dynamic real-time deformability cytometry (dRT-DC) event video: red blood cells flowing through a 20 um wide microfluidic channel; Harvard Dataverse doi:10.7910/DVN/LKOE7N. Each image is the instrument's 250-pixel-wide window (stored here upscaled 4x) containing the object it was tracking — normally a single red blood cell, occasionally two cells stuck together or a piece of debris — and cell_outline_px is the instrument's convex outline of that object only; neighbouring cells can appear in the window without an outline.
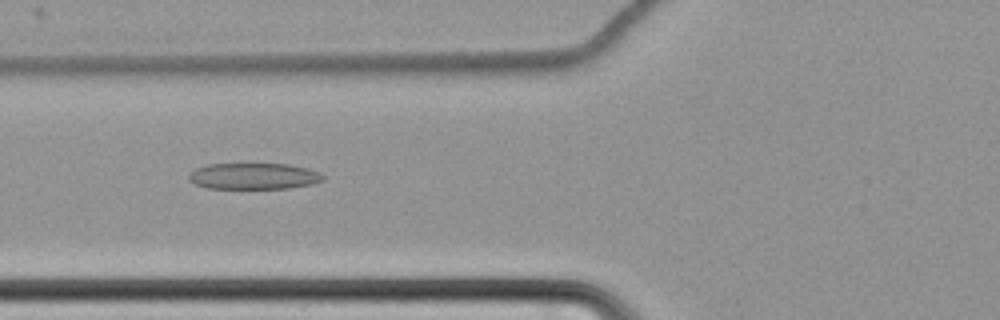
{"species": "common noctule bat (a hibernating species)", "species_latin": "Nyctalus noctula", "temperature_condition": "cold", "stored_images_in_passage": 63, "camera_frame_rate_fps": 3000, "um_per_image_px": 0.085, "animal": {"sex": "female", "body_mass_g": 22.7, "forearm_length_mm": 54.2}, "frame": {"image": 1, "passage_image": 27, "time_ms": 8.667, "image_size_px": [1000, 320], "cell_outline_px": [[324, 180], [312, 184], [288, 188], [208, 188], [196, 184], [188, 180], [188, 176], [196, 168], [208, 164], [288, 164], [308, 168], [320, 172], [324, 176]], "centroid_in_image_um": [21.59, 14.97], "position_along_channel_um": 104.2, "area_um2": 20.46}}
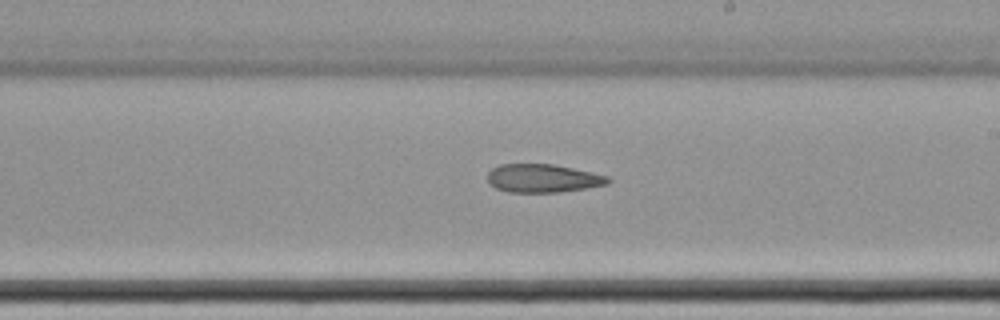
{"frame": {"image": 2, "passage_image": 39, "time_ms": 12.667, "image_size_px": [1000, 320], "cell_outline_px": [[612, 180], [608, 184], [560, 192], [508, 192], [496, 188], [488, 184], [488, 172], [492, 168], [500, 164], [552, 164], [592, 172], [608, 176]], "centroid_in_image_um": [46.13, 15.15], "position_along_channel_um": 242.9, "area_um2": 19.88}}
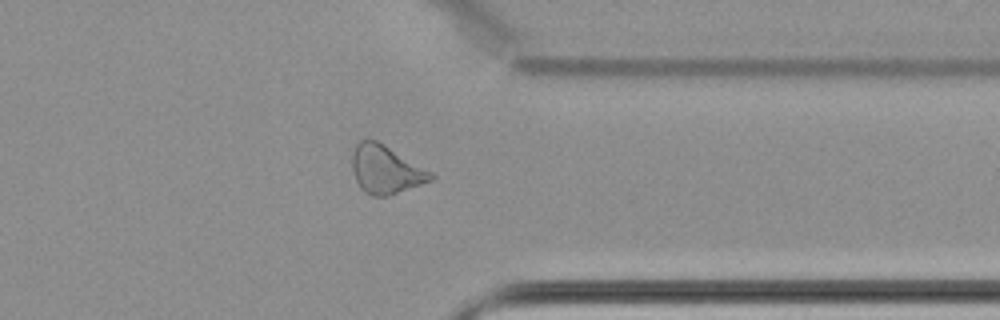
{"frame": {"image": 3, "passage_image": 51, "time_ms": 16.667, "image_size_px": [1000, 320], "cell_outline_px": [[436, 176], [432, 180], [388, 196], [372, 196], [364, 192], [360, 188], [356, 180], [352, 168], [352, 152], [356, 144], [360, 140], [376, 140], [384, 144], [432, 172]], "centroid_in_image_um": [32.77, 14.42], "position_along_channel_um": 378.6, "area_um2": 22.02}}